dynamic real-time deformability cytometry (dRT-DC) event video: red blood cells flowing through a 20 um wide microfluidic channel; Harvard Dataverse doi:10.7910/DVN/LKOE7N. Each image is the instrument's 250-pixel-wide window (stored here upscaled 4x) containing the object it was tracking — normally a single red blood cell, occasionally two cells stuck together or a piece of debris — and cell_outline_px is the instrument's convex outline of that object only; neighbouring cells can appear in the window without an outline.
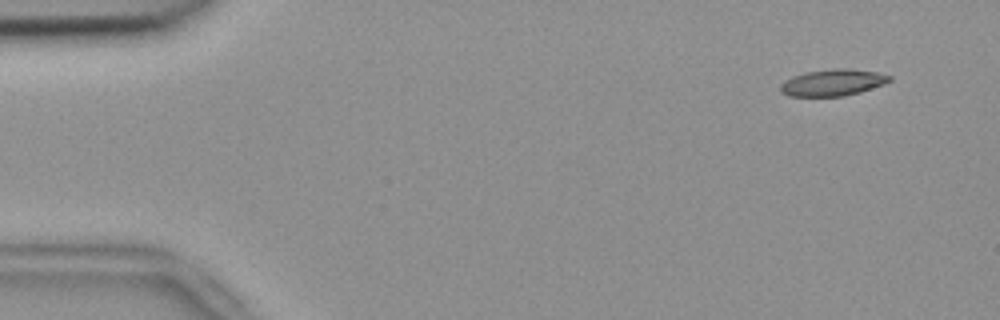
{"species": "common noctule bat (a hibernating species)", "species_latin": "Nyctalus noctula", "temperature_condition": "room temperature", "stored_images_in_passage": 12, "camera_frame_rate_fps": 3000, "um_per_image_px": 0.085, "animal": {"sex": "female", "body_mass_g": 18.4}, "frame": {"image": 1, "passage_image": 4, "time_ms": 1.0, "image_size_px": [1000, 320], "cell_outline_px": [[892, 80], [884, 84], [860, 92], [844, 96], [788, 96], [780, 92], [780, 84], [784, 80], [792, 76], [804, 72], [836, 68], [848, 68], [876, 72], [892, 76]], "centroid_in_image_um": [70.76, 7.01], "position_along_channel_um": 14.2, "area_um2": 17.05}}